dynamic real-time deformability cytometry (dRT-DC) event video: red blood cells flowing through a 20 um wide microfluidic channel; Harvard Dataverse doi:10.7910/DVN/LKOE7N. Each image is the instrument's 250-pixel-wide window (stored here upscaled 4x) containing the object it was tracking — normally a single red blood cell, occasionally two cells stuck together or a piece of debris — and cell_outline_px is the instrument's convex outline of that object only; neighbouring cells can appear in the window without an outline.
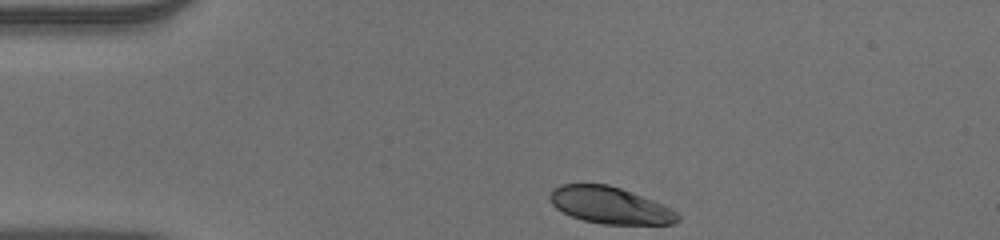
{"species": "human", "species_latin": "Homo sapiens", "temperature_condition": "warm", "stored_images_in_passage": 35, "camera_frame_rate_fps": 3000, "um_per_image_px": 0.085, "donor": {"sex": "male"}, "frame": {"image": 1, "passage_image": 1, "time_ms": 0.0, "image_size_px": [1000, 240], "cell_outline_px": [[680, 220], [672, 224], [604, 224], [584, 220], [572, 216], [556, 208], [552, 204], [548, 196], [552, 188], [560, 184], [608, 184], [620, 188], [664, 204], [672, 208], [680, 216]], "centroid_in_image_um": [51.85, 17.44], "position_along_channel_um": 33.1, "area_um2": 27.4}}
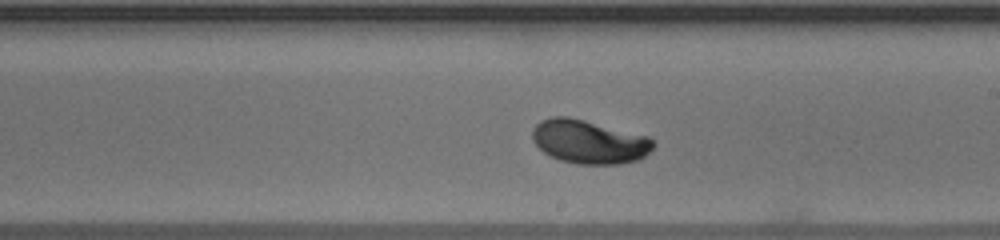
{"frame": {"image": 2, "passage_image": 21, "time_ms": 6.667, "image_size_px": [1000, 240], "cell_outline_px": [[656, 144], [640, 160], [620, 164], [576, 164], [560, 160], [544, 152], [532, 140], [532, 128], [540, 120], [552, 116], [568, 116], [648, 136]], "centroid_in_image_um": [50.06, 12.05], "position_along_channel_um": 238.9, "area_um2": 30.81}}
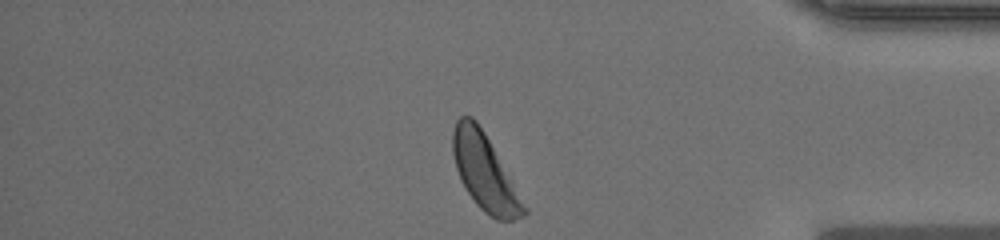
{"frame": {"image": 3, "passage_image": 35, "time_ms": 11.333, "image_size_px": [1000, 240], "cell_outline_px": [[528, 212], [524, 216], [512, 220], [496, 220], [484, 212], [476, 204], [460, 180], [456, 168], [452, 152], [452, 132], [456, 120], [460, 116], [472, 116], [476, 120], [484, 132], [528, 208]], "centroid_in_image_um": [41.19, 14.65], "position_along_channel_um": 394.0, "area_um2": 31.27}, "authors_computed_cell_mechanics": {"area_um2": 30.2872, "velocity_mm_per_s": 3.8755, "shape_relaxation_time_tau1_ms": 2.4045, "shape_relaxation_time_tau2_ms": null, "deformation_change_tau1": 0.1591, "deformation_change_tau2": null}}